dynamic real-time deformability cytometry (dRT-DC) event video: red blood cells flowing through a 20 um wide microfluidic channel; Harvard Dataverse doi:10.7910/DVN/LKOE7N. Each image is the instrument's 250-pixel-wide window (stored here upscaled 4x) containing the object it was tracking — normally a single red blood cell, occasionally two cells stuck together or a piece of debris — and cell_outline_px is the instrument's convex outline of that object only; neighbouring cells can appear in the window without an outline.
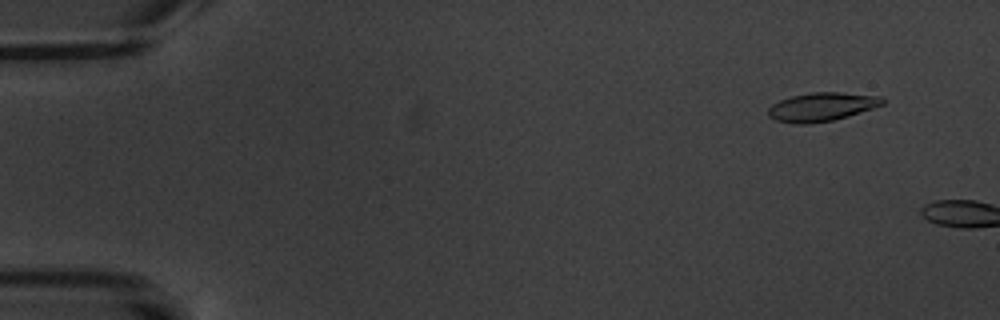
{"species": "common noctule bat (a hibernating species)", "species_latin": "Nyctalus noctula", "temperature_condition": "warm", "stored_images_in_passage": 3, "camera_frame_rate_fps": 3000, "um_per_image_px": 0.085, "animal": {"sex": "male", "body_mass_g": 20.1, "forearm_length_mm": 53.5}, "frame": {"image": 1, "passage_image": 2, "time_ms": 1.0, "image_size_px": [1000, 320], "cell_outline_px": [[888, 100], [884, 104], [848, 116], [832, 120], [808, 124], [796, 124], [776, 120], [768, 116], [768, 108], [772, 104], [780, 100], [792, 96], [812, 92], [840, 92], [884, 96]], "centroid_in_image_um": [69.89, 9.07], "position_along_channel_um": 15.1, "area_um2": 19.19}}